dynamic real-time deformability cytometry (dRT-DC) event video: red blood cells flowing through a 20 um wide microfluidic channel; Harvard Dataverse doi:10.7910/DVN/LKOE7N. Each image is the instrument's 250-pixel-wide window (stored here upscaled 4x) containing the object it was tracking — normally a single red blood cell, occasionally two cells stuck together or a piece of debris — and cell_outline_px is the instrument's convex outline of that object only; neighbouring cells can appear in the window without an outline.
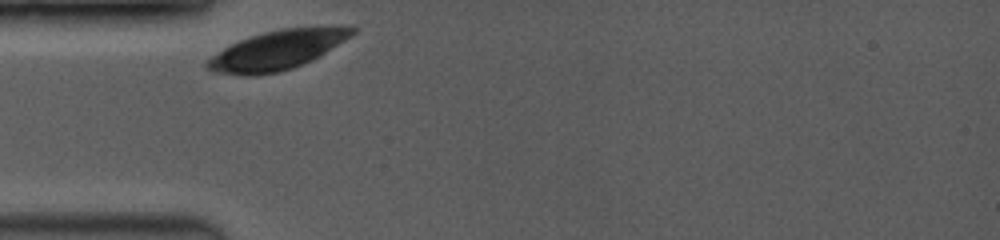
{"species": "common noctule bat (a hibernating species)", "species_latin": "Nyctalus noctula", "temperature_condition": "room temperature", "stored_images_in_passage": 29, "camera_frame_rate_fps": 3500, "um_per_image_px": 0.085, "animal": {"sex": "female", "body_mass_g": 19.0, "forearm_length_mm": 53.3}, "frame": {"image": 1, "passage_image": 1, "time_ms": 0.0, "image_size_px": [1000, 240], "cell_outline_px": [[360, 28], [352, 36], [320, 56], [304, 64], [292, 68], [276, 72], [252, 76], [240, 76], [212, 72], [204, 68], [204, 60], [224, 48], [240, 40], [264, 32], [280, 28], [348, 24]], "centroid_in_image_um": [23.62, 4.23], "position_along_channel_um": 61.4, "area_um2": 34.04}}
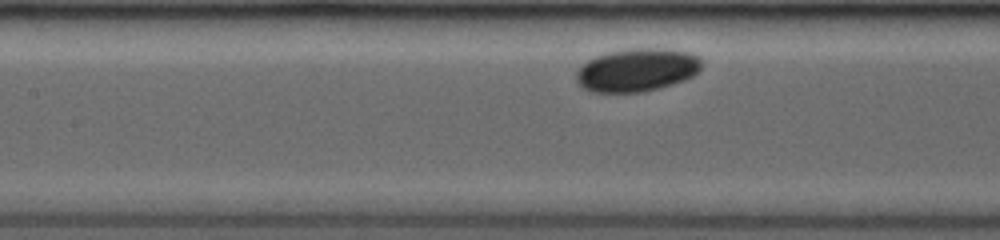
{"frame": {"image": 2, "passage_image": 9, "time_ms": 2.571, "image_size_px": [1000, 240], "cell_outline_px": [[704, 64], [692, 76], [684, 80], [672, 84], [640, 92], [588, 92], [576, 80], [576, 72], [588, 60], [596, 56], [608, 52], [624, 48], [672, 48], [688, 52], [700, 56]], "centroid_in_image_um": [54.17, 5.92], "position_along_channel_um": 153.2, "area_um2": 31.67}}
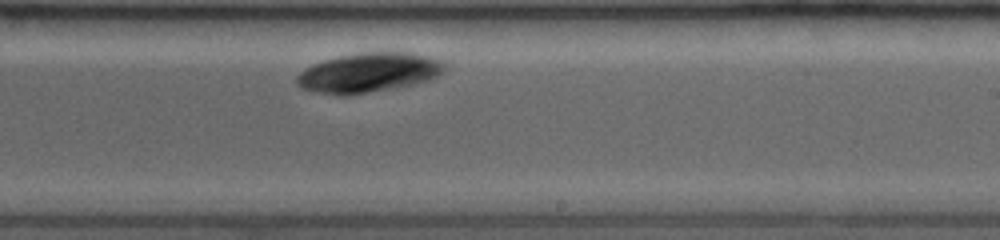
{"frame": {"image": 3, "passage_image": 17, "time_ms": 5.429, "image_size_px": [1000, 240], "cell_outline_px": [[448, 64], [444, 72], [428, 80], [416, 84], [396, 88], [348, 96], [340, 96], [300, 88], [296, 84], [296, 76], [304, 68], [312, 64], [324, 60], [340, 56], [360, 52], [408, 52], [428, 56], [444, 60]], "centroid_in_image_um": [31.36, 6.17], "position_along_channel_um": 257.6, "area_um2": 34.62}}